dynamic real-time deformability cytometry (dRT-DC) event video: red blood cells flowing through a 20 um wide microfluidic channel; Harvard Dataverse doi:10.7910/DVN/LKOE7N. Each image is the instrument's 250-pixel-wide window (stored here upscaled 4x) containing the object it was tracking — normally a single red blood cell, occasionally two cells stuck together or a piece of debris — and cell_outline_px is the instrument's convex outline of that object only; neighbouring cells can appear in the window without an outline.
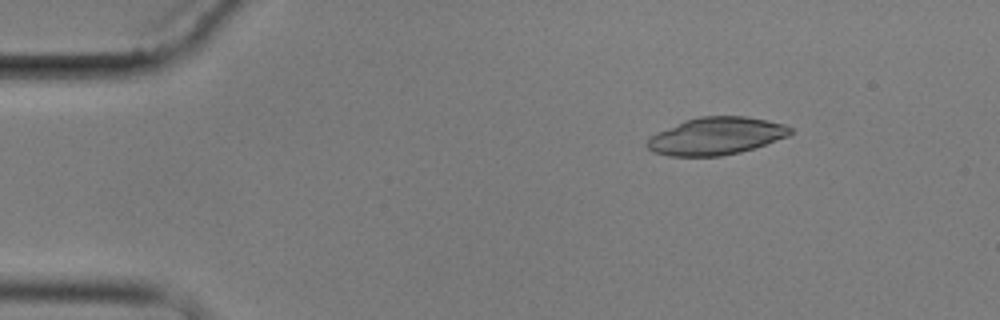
{"species": "common noctule bat (a hibernating species)", "species_latin": "Nyctalus noctula", "temperature_condition": "cold", "stored_images_in_passage": 5, "camera_frame_rate_fps": 3000, "um_per_image_px": 0.085, "animal": {"sex": "male", "body_mass_g": 17.9}, "frame": {"image": 1, "passage_image": 2, "time_ms": 1.333, "image_size_px": [1000, 320], "cell_outline_px": [[792, 132], [788, 136], [740, 152], [720, 156], [668, 156], [652, 152], [644, 144], [652, 136], [684, 120], [700, 116], [744, 116], [768, 120], [784, 124], [792, 128]], "centroid_in_image_um": [60.86, 11.56], "position_along_channel_um": 24.1, "area_um2": 30.98}}